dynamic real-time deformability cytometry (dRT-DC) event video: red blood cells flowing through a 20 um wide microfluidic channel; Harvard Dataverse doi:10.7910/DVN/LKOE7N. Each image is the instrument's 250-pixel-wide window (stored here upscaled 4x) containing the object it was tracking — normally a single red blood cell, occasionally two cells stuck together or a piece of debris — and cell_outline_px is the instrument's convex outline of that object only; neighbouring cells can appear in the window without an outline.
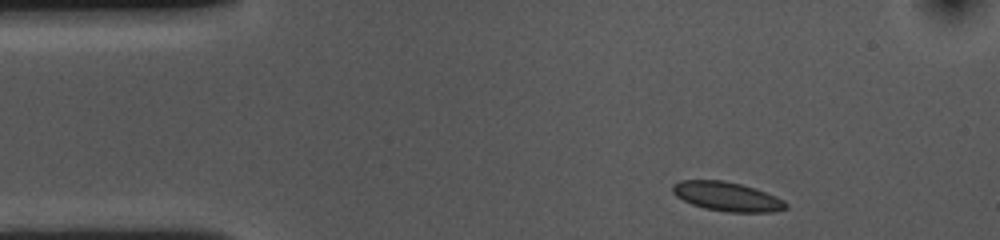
{"species": "common noctule bat (a hibernating species)", "species_latin": "Nyctalus noctula", "temperature_condition": "cold", "stored_images_in_passage": 46, "camera_frame_rate_fps": 3000, "um_per_image_px": 0.085, "animal": {"sex": "female", "body_mass_g": 10.0, "forearm_length_mm": 53.1}, "frame": {"image": 1, "passage_image": 1, "time_ms": 0.0, "image_size_px": [1000, 240], "cell_outline_px": [[788, 208], [772, 212], [728, 212], [704, 208], [692, 204], [676, 196], [672, 192], [672, 184], [680, 180], [724, 180], [756, 188], [776, 196], [784, 200], [788, 204]], "centroid_in_image_um": [61.81, 16.7], "position_along_channel_um": 23.2, "area_um2": 19.36}}
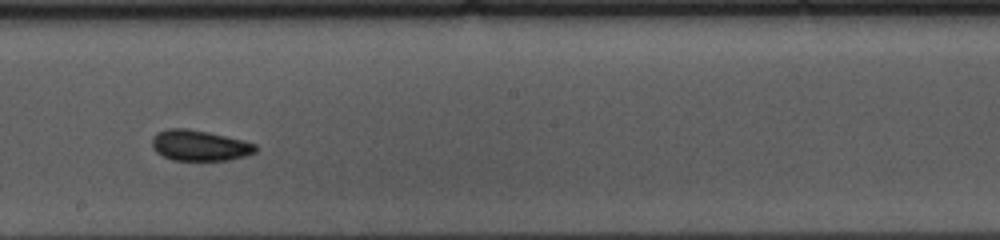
{"frame": {"image": 2, "passage_image": 23, "time_ms": 7.333, "image_size_px": [1000, 240], "cell_outline_px": [[260, 148], [256, 152], [244, 156], [228, 160], [172, 160], [156, 152], [152, 148], [152, 136], [156, 132], [168, 128], [188, 128], [208, 132], [244, 140], [256, 144]], "centroid_in_image_um": [16.96, 12.35], "position_along_channel_um": 231.2, "area_um2": 18.73}}
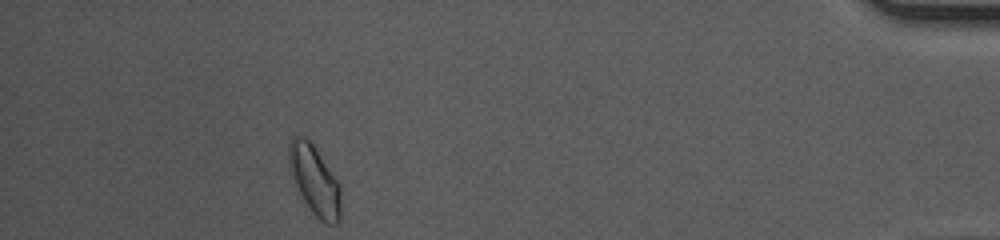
{"frame": {"image": 3, "passage_image": 43, "time_ms": 14.0, "image_size_px": [1000, 240], "cell_outline_px": [[340, 220], [336, 224], [328, 224], [320, 220], [312, 212], [304, 200], [296, 184], [288, 164], [288, 144], [292, 136], [300, 136], [308, 140], [312, 144], [340, 184]], "centroid_in_image_um": [26.74, 15.33], "position_along_channel_um": 408.5, "area_um2": 20.58}, "authors_computed_cell_mechanics": {"area_um2": 18.6116, "velocity_mm_per_s": 3.5859, "shape_relaxation_time_tau1_ms": 2.2123, "shape_relaxation_time_tau2_ms": 1.1106, "deformation_change_tau1": 0.0866, "deformation_change_tau2": 0.0647}}